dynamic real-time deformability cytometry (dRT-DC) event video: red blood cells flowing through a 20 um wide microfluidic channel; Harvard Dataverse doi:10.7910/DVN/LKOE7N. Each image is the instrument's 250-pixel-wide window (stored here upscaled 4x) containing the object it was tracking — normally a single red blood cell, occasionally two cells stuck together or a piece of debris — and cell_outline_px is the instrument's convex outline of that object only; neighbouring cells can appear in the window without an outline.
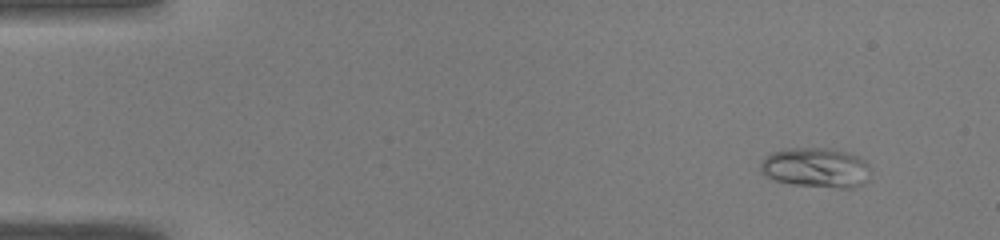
{"species": "common noctule bat (a hibernating species)", "species_latin": "Nyctalus noctula", "temperature_condition": "warm", "stored_images_in_passage": 46, "camera_frame_rate_fps": 3000, "um_per_image_px": 0.085, "animal": {"sex": "male", "body_mass_g": 19.0, "forearm_length_mm": 50.8}, "frame": {"image": 1, "passage_image": 1, "time_ms": 0.0, "image_size_px": [1000, 240], "cell_outline_px": [[868, 180], [864, 184], [852, 188], [840, 188], [792, 184], [776, 180], [760, 172], [760, 164], [764, 156], [772, 152], [784, 148], [828, 148], [860, 156], [868, 164]], "centroid_in_image_um": [69.35, 14.25], "position_along_channel_um": 15.7, "area_um2": 25.61}}
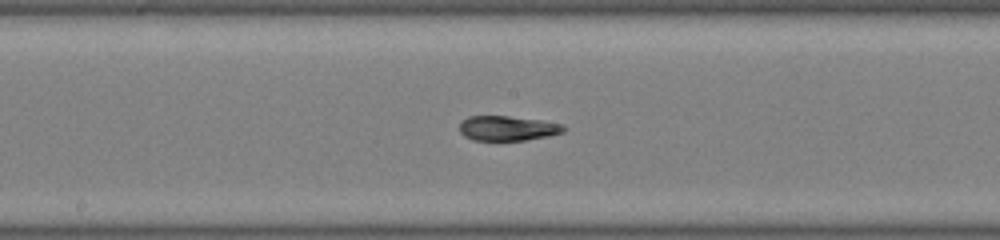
{"frame": {"image": 2, "passage_image": 23, "time_ms": 7.333, "image_size_px": [1000, 240], "cell_outline_px": [[568, 128], [564, 132], [548, 136], [524, 140], [472, 140], [464, 136], [460, 132], [460, 120], [468, 116], [508, 116], [540, 120], [564, 124]], "centroid_in_image_um": [43.15, 10.9], "position_along_channel_um": 205.0, "area_um2": 15.2}}
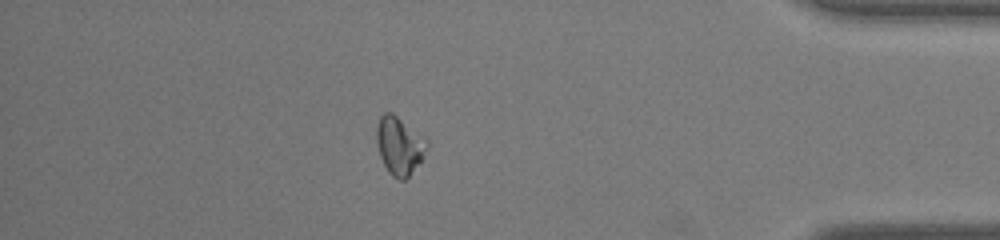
{"frame": {"image": 3, "passage_image": 40, "time_ms": 13.0, "image_size_px": [1000, 240], "cell_outline_px": [[428, 144], [420, 160], [408, 176], [404, 180], [400, 180], [392, 176], [388, 172], [380, 156], [376, 140], [376, 124], [380, 116], [384, 112], [392, 112], [424, 136], [428, 140]], "centroid_in_image_um": [33.92, 12.34], "position_along_channel_um": 401.3, "area_um2": 16.88}, "authors_computed_cell_mechanics": {"area_um2": 16.6175, "velocity_mm_per_s": 4.0913, "shape_relaxation_time_tau1_ms": null, "shape_relaxation_time_tau2_ms": 3.0174, "deformation_change_tau1": null, "deformation_change_tau2": 0.0748}}